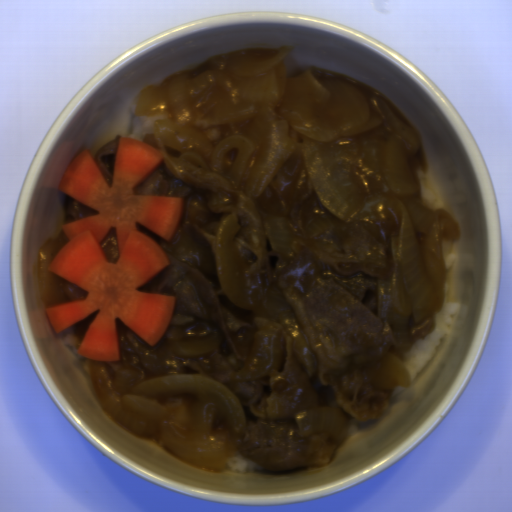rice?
Returning <instances> with one entry per match:
<instances>
[{"instance_id": "1", "label": "rice", "mask_w": 512, "mask_h": 512, "mask_svg": "<svg viewBox=\"0 0 512 512\" xmlns=\"http://www.w3.org/2000/svg\"><path fill=\"white\" fill-rule=\"evenodd\" d=\"M458 302H446L439 312L434 314V327L424 338L417 339L412 348L405 353L403 365L408 373L410 383L428 365L436 354V347L440 345L441 338L450 333L452 315L459 309Z\"/></svg>"}, {"instance_id": "2", "label": "rice", "mask_w": 512, "mask_h": 512, "mask_svg": "<svg viewBox=\"0 0 512 512\" xmlns=\"http://www.w3.org/2000/svg\"><path fill=\"white\" fill-rule=\"evenodd\" d=\"M418 178L421 189L420 199L422 205L433 211L436 209H442L444 207V200L439 198L435 193L429 172L419 170Z\"/></svg>"}, {"instance_id": "3", "label": "rice", "mask_w": 512, "mask_h": 512, "mask_svg": "<svg viewBox=\"0 0 512 512\" xmlns=\"http://www.w3.org/2000/svg\"><path fill=\"white\" fill-rule=\"evenodd\" d=\"M164 117L165 115L162 113L151 117H148L147 115H137L131 123L132 131L128 135V138H135L144 141L147 134L154 133L153 125L157 121L164 119Z\"/></svg>"}, {"instance_id": "4", "label": "rice", "mask_w": 512, "mask_h": 512, "mask_svg": "<svg viewBox=\"0 0 512 512\" xmlns=\"http://www.w3.org/2000/svg\"><path fill=\"white\" fill-rule=\"evenodd\" d=\"M225 468L230 473L242 475L250 472H263L264 469L258 462L249 457H244L239 451L226 461Z\"/></svg>"}, {"instance_id": "5", "label": "rice", "mask_w": 512, "mask_h": 512, "mask_svg": "<svg viewBox=\"0 0 512 512\" xmlns=\"http://www.w3.org/2000/svg\"><path fill=\"white\" fill-rule=\"evenodd\" d=\"M63 331H64V337H62L63 344L70 346L73 354L77 358H80V359L84 358V356H82L81 354L78 353L81 343H80L79 339L77 338V336L74 334L72 328L67 327Z\"/></svg>"}, {"instance_id": "6", "label": "rice", "mask_w": 512, "mask_h": 512, "mask_svg": "<svg viewBox=\"0 0 512 512\" xmlns=\"http://www.w3.org/2000/svg\"><path fill=\"white\" fill-rule=\"evenodd\" d=\"M360 422L358 419H351L349 420V424L347 427V436H353L357 432L359 428Z\"/></svg>"}, {"instance_id": "7", "label": "rice", "mask_w": 512, "mask_h": 512, "mask_svg": "<svg viewBox=\"0 0 512 512\" xmlns=\"http://www.w3.org/2000/svg\"><path fill=\"white\" fill-rule=\"evenodd\" d=\"M454 261H455V255H454V253H450L447 257H445L444 267L446 269L451 268L453 263H454Z\"/></svg>"}, {"instance_id": "8", "label": "rice", "mask_w": 512, "mask_h": 512, "mask_svg": "<svg viewBox=\"0 0 512 512\" xmlns=\"http://www.w3.org/2000/svg\"><path fill=\"white\" fill-rule=\"evenodd\" d=\"M406 388L402 386H396L392 393L390 394V398H393L394 396L401 394Z\"/></svg>"}]
</instances>
